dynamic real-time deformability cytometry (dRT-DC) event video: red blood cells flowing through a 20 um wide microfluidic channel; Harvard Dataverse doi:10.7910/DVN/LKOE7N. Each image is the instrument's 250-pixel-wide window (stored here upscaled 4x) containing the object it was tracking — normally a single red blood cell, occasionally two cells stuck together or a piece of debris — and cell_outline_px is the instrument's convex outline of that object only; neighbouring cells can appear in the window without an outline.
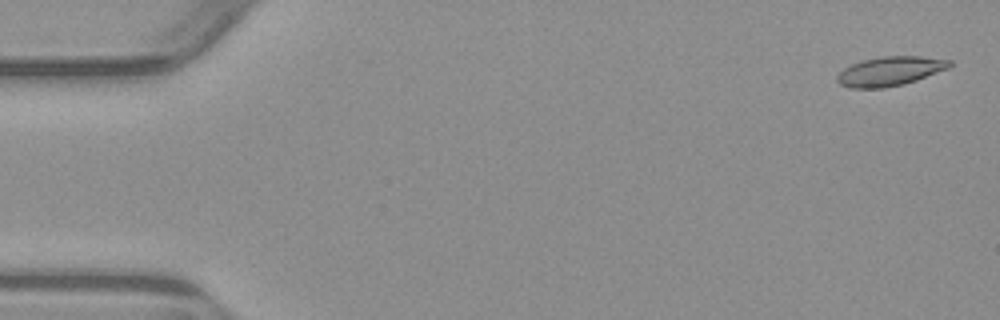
{"species": "common noctule bat (a hibernating species)", "species_latin": "Nyctalus noctula", "temperature_condition": "warm", "stored_images_in_passage": 4, "camera_frame_rate_fps": 3000, "um_per_image_px": 0.085, "animal": {"sex": "male", "body_mass_g": 23.1, "forearm_length_mm": 52.7}, "frame": {"image": 1, "passage_image": 1, "time_ms": 0.0, "image_size_px": [1000, 320], "cell_outline_px": [[952, 64], [948, 68], [916, 80], [904, 84], [884, 88], [848, 88], [840, 84], [836, 80], [836, 76], [844, 68], [852, 64], [864, 60], [880, 56], [920, 56], [952, 60]], "centroid_in_image_um": [75.63, 6.05], "position_along_channel_um": 9.4, "area_um2": 19.13}}
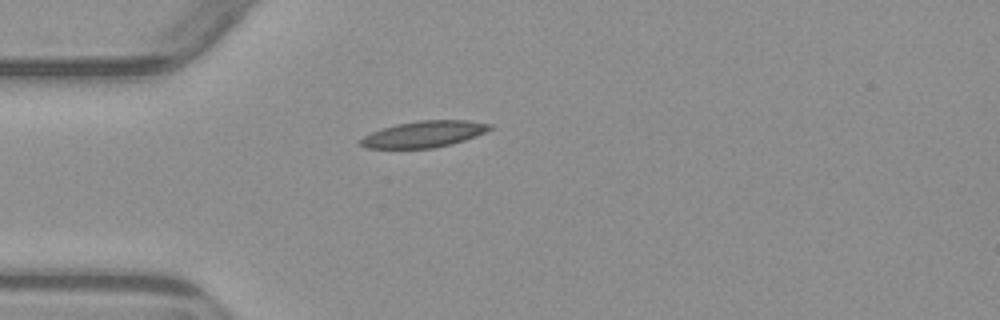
{"frame": {"image": 2, "passage_image": 4, "time_ms": 4.333, "image_size_px": [1000, 320], "cell_outline_px": [[496, 128], [476, 136], [452, 144], [432, 148], [364, 148], [356, 140], [380, 128], [396, 124], [416, 120], [468, 120], [492, 124]], "centroid_in_image_um": [36.04, 11.39], "position_along_channel_um": 49.0, "area_um2": 20.17}}